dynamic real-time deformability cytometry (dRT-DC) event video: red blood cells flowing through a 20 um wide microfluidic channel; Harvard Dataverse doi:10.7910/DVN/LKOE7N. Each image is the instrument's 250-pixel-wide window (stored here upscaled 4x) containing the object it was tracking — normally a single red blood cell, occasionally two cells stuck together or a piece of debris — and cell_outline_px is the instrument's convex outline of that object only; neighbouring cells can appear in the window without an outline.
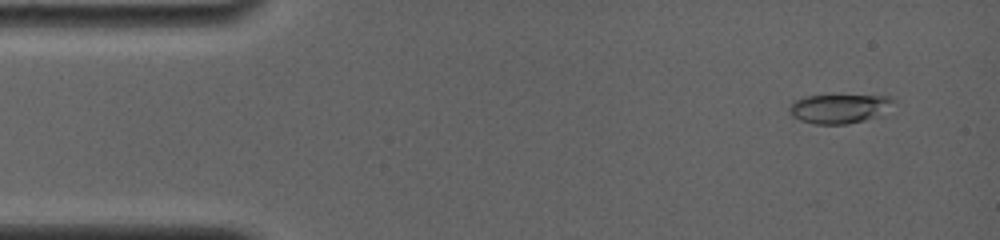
{"species": "common noctule bat (a hibernating species)", "species_latin": "Nyctalus noctula", "temperature_condition": "room temperature", "stored_images_in_passage": 6, "camera_frame_rate_fps": 4000, "um_per_image_px": 0.085, "animal": {"sex": "female", "body_mass_g": 19.0, "forearm_length_mm": 56.7}, "frame": {"image": 1, "passage_image": 2, "time_ms": 0.75, "image_size_px": [1000, 240], "cell_outline_px": [[896, 100], [880, 116], [848, 124], [816, 124], [800, 120], [792, 116], [788, 108], [792, 100], [808, 96], [892, 96]], "centroid_in_image_um": [71.33, 9.23], "position_along_channel_um": 13.7, "area_um2": 17.63}}
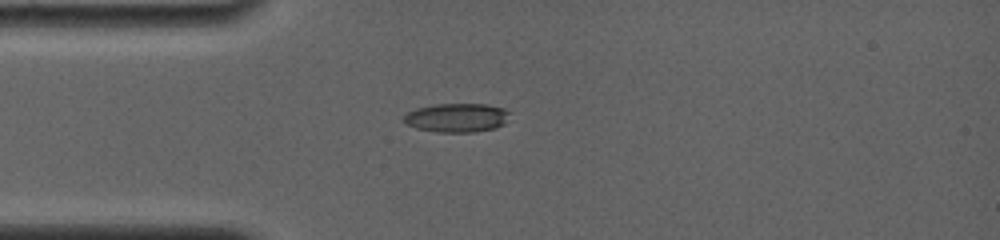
{"frame": {"image": 2, "passage_image": 5, "time_ms": 3.75, "image_size_px": [1000, 240], "cell_outline_px": [[512, 112], [504, 124], [496, 128], [476, 132], [436, 132], [416, 128], [404, 124], [404, 116], [408, 112], [416, 108], [432, 104], [488, 104], [504, 108]], "centroid_in_image_um": [38.85, 10.0], "position_along_channel_um": 46.1, "area_um2": 18.15}}